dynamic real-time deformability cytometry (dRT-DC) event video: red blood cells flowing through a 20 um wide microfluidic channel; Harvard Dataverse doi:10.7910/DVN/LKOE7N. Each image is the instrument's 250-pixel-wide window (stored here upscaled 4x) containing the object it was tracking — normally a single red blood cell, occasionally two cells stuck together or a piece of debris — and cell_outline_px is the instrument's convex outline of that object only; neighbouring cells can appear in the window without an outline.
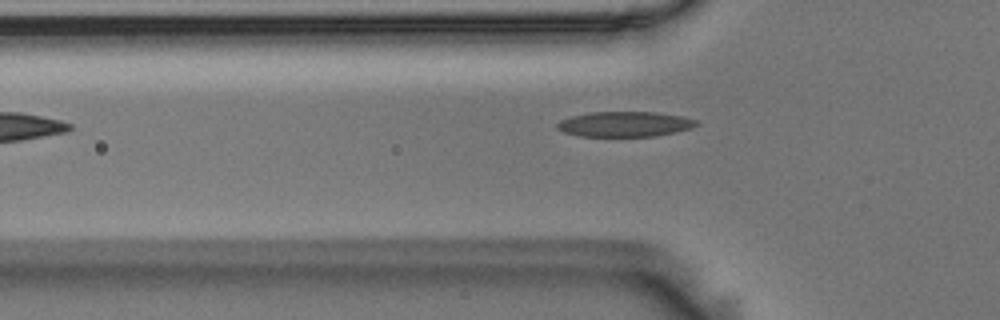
{"species": "Egyptian fruit bat (a non-hibernating species)", "species_latin": "Rousettus aegyptiacus", "temperature_condition": "room temperature", "stored_images_in_passage": 39, "camera_frame_rate_fps": 3000, "um_per_image_px": 0.085, "animal": {"sex": "male"}, "frame": {"image": 1, "passage_image": 4, "time_ms": 1.0, "image_size_px": [1000, 320], "cell_outline_px": [[700, 124], [692, 128], [676, 132], [656, 136], [580, 136], [564, 132], [556, 128], [556, 124], [560, 120], [572, 116], [588, 112], [656, 112], [680, 116], [696, 120]], "centroid_in_image_um": [53.1, 10.55], "position_along_channel_um": 72.7, "area_um2": 20.46}}
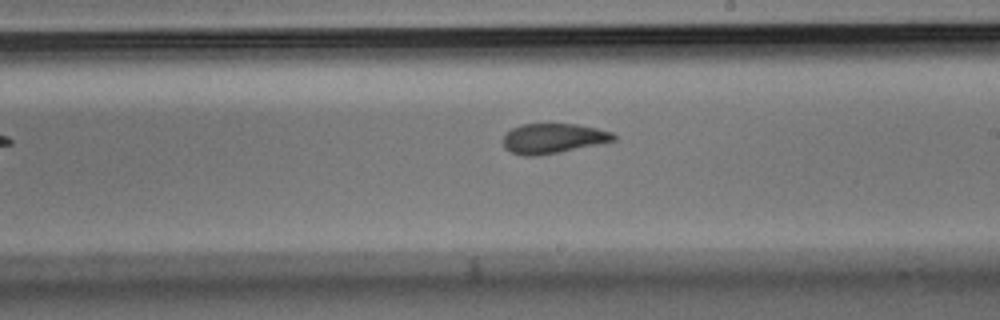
{"frame": {"image": 2, "passage_image": 18, "time_ms": 5.667, "image_size_px": [1000, 320], "cell_outline_px": [[616, 140], [560, 152], [536, 156], [524, 156], [512, 152], [504, 148], [504, 136], [512, 128], [520, 124], [576, 124], [596, 128], [612, 132], [616, 136]], "centroid_in_image_um": [47.01, 11.76], "position_along_channel_um": 242.0, "area_um2": 19.13}}
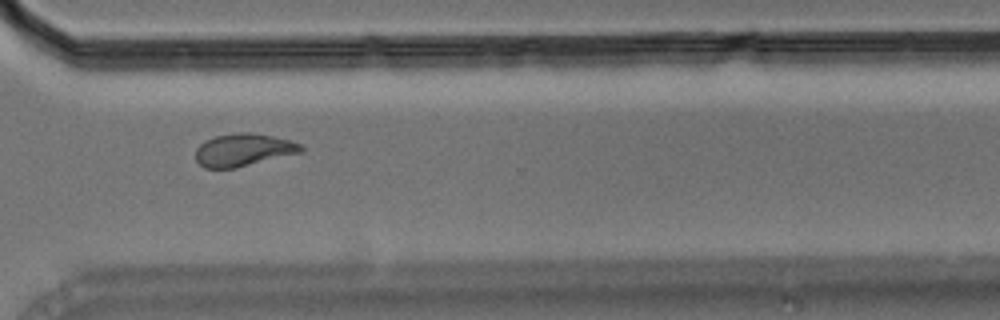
{"frame": {"image": 3, "passage_image": 27, "time_ms": 8.667, "image_size_px": [1000, 320], "cell_outline_px": [[304, 148], [300, 152], [236, 168], [204, 168], [196, 160], [196, 148], [204, 140], [216, 136], [236, 132], [252, 132], [272, 136], [288, 140], [300, 144]], "centroid_in_image_um": [20.64, 12.73], "position_along_channel_um": 350.0, "area_um2": 19.88}, "authors_computed_cell_mechanics": {"area_um2": 20.0566, "velocity_mm_per_s": 3.6064, "shape_relaxation_time_tau1_ms": 9.1693, "shape_relaxation_time_tau2_ms": 2.1012, "deformation_change_tau1": 0.2413, "deformation_change_tau2": 0.0952}}